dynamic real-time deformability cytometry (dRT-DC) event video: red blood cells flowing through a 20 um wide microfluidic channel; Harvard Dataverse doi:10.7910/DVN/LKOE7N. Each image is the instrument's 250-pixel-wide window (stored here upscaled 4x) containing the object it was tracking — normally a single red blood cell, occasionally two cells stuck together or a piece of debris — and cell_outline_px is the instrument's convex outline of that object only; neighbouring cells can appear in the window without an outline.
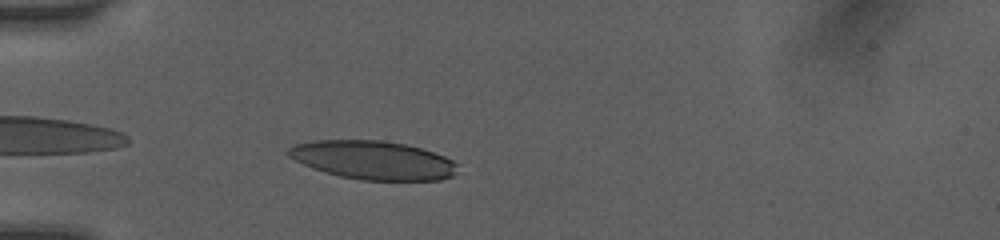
{"species": "human", "species_latin": "Homo sapiens", "temperature_condition": "room temperature", "stored_images_in_passage": 25, "camera_frame_rate_fps": 3000, "um_per_image_px": 0.085, "donor": {"sex": "female"}, "frame": {"image": 1, "passage_image": 2, "time_ms": 0.333, "image_size_px": [1000, 240], "cell_outline_px": [[460, 164], [456, 172], [452, 176], [440, 180], [360, 180], [340, 176], [312, 168], [288, 156], [284, 152], [292, 144], [312, 140], [380, 140], [404, 144], [420, 148], [444, 156]], "centroid_in_image_um": [31.69, 13.6], "position_along_channel_um": 53.3, "area_um2": 38.21}}
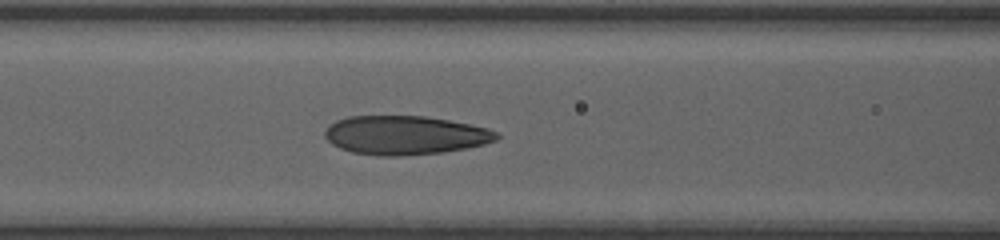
{"frame": {"image": 2, "passage_image": 8, "time_ms": 2.667, "image_size_px": [1000, 240], "cell_outline_px": [[500, 136], [496, 140], [484, 144], [444, 152], [400, 156], [380, 156], [352, 152], [340, 148], [332, 144], [324, 136], [324, 132], [336, 120], [348, 116], [424, 116], [448, 120], [488, 128], [500, 132]], "centroid_in_image_um": [34.44, 11.49], "position_along_channel_um": 132.2, "area_um2": 38.84}}
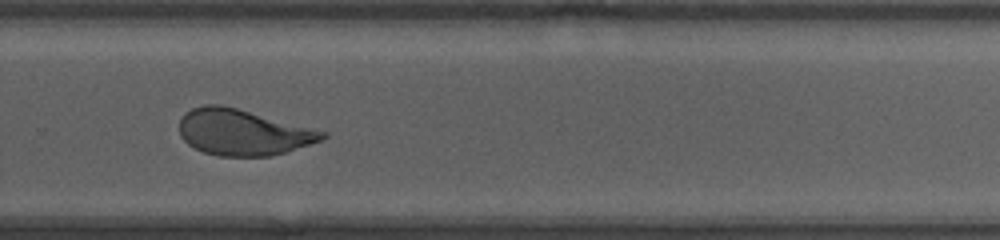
{"frame": {"image": 3, "passage_image": 17, "time_ms": 7.0, "image_size_px": [1000, 240], "cell_outline_px": [[328, 136], [320, 140], [284, 152], [268, 156], [220, 156], [204, 152], [188, 144], [180, 136], [180, 116], [184, 112], [192, 108], [204, 104], [220, 104], [236, 108], [328, 132]], "centroid_in_image_um": [20.6, 11.23], "position_along_channel_um": 309.2, "area_um2": 37.97}, "authors_computed_cell_mechanics": {"area_um2": 38.8416, "velocity_mm_per_s": 4.1099, "shape_relaxation_time_tau1_ms": 5.0891, "shape_relaxation_time_tau2_ms": 1.0123, "deformation_change_tau1": 0.1721, "deformation_change_tau2": 0.0768}}